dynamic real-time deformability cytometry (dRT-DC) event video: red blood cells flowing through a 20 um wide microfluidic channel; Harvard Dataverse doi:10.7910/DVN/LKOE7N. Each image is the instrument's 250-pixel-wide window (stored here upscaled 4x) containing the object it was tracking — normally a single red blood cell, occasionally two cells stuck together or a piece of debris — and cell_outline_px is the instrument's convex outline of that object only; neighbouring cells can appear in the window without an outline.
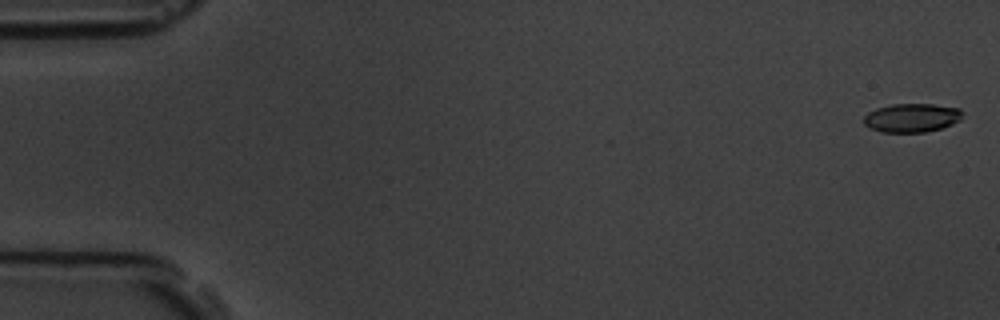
{"species": "common noctule bat (a hibernating species)", "species_latin": "Nyctalus noctula", "temperature_condition": "room temperature", "stored_images_in_passage": 5, "camera_frame_rate_fps": 3000, "um_per_image_px": 0.085, "animal": {"sex": "male", "body_mass_g": 19.5, "forearm_length_mm": 54.6}, "frame": {"image": 1, "passage_image": 1, "time_ms": 0.0, "image_size_px": [1000, 320], "cell_outline_px": [[964, 112], [960, 120], [952, 124], [940, 128], [924, 132], [880, 132], [868, 128], [864, 124], [864, 116], [868, 112], [876, 108], [892, 104], [932, 104], [960, 108]], "centroid_in_image_um": [77.49, 10.01], "position_along_channel_um": 7.5, "area_um2": 16.65}}
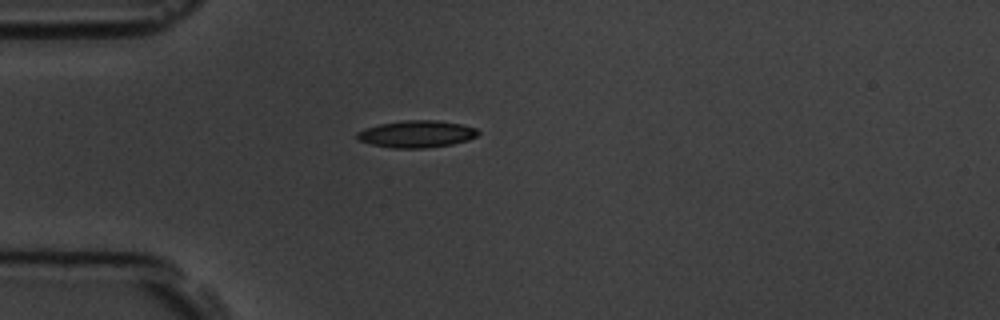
{"frame": {"image": 2, "passage_image": 5, "time_ms": 4.667, "image_size_px": [1000, 320], "cell_outline_px": [[480, 132], [476, 136], [468, 140], [452, 144], [424, 148], [392, 148], [372, 144], [360, 140], [356, 136], [356, 132], [364, 128], [380, 124], [404, 120], [436, 120], [460, 124], [476, 128]], "centroid_in_image_um": [35.41, 11.39], "position_along_channel_um": 49.6, "area_um2": 18.96}}